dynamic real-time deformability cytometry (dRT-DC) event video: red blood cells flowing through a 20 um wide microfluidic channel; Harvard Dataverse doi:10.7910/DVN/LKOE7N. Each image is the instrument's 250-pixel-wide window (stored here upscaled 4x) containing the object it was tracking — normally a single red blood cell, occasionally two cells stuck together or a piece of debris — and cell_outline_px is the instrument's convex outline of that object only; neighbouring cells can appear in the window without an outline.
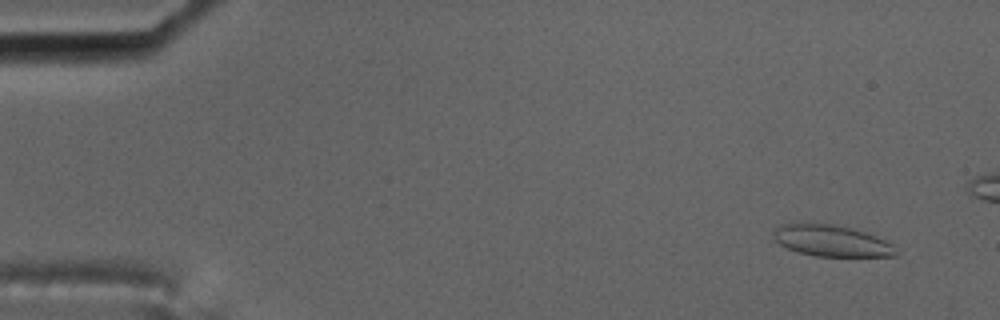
{"species": "common noctule bat (a hibernating species)", "species_latin": "Nyctalus noctula", "temperature_condition": "cold", "stored_images_in_passage": 53, "camera_frame_rate_fps": 3000, "um_per_image_px": 0.085, "animal": {"sex": "male", "body_mass_g": 17.5, "forearm_length_mm": 52.3}, "frame": {"image": 1, "passage_image": 4, "time_ms": 1.0, "image_size_px": [1000, 320], "cell_outline_px": [[896, 256], [816, 256], [800, 252], [788, 248], [780, 244], [776, 240], [772, 232], [772, 228], [776, 224], [796, 220], [800, 220], [836, 224], [868, 232], [888, 240], [892, 244], [896, 252]], "centroid_in_image_um": [70.59, 20.39], "position_along_channel_um": 14.4, "area_um2": 23.35}}
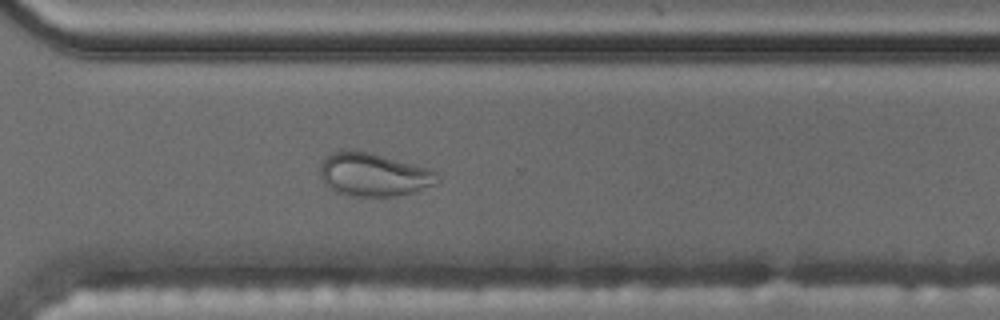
{"frame": {"image": 2, "passage_image": 42, "time_ms": 13.667, "image_size_px": [1000, 320], "cell_outline_px": [[440, 180], [436, 184], [416, 192], [396, 196], [344, 196], [336, 192], [324, 184], [320, 176], [320, 160], [328, 152], [340, 148], [352, 148], [368, 152], [428, 168], [436, 172], [440, 176]], "centroid_in_image_um": [31.69, 14.82], "position_along_channel_um": 338.9, "area_um2": 30.4}}
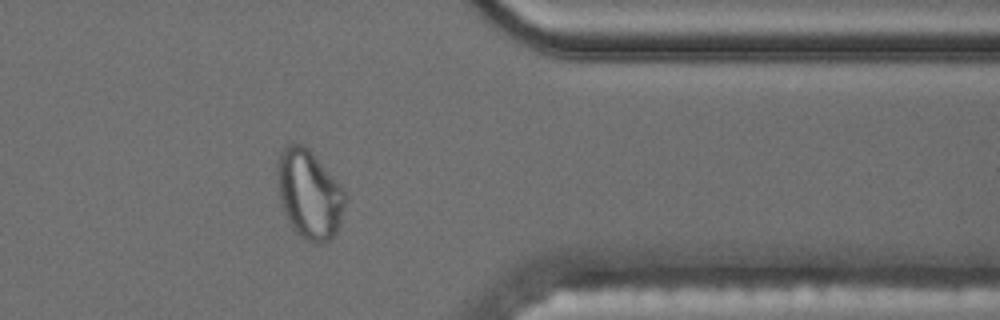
{"frame": {"image": 3, "passage_image": 47, "time_ms": 15.333, "image_size_px": [1000, 320], "cell_outline_px": [[348, 196], [340, 224], [336, 232], [324, 244], [316, 244], [304, 240], [292, 228], [284, 212], [280, 200], [276, 176], [276, 168], [280, 152], [288, 144], [304, 144], [312, 152], [344, 188]], "centroid_in_image_um": [26.3, 16.52], "position_along_channel_um": 385.1, "area_um2": 35.6}, "authors_computed_cell_mechanics": {"area_um2": 22.831, "velocity_mm_per_s": 3.4923, "shape_relaxation_time_tau1_ms": null, "shape_relaxation_time_tau2_ms": 1.239, "deformation_change_tau1": null, "deformation_change_tau2": 0.075}}